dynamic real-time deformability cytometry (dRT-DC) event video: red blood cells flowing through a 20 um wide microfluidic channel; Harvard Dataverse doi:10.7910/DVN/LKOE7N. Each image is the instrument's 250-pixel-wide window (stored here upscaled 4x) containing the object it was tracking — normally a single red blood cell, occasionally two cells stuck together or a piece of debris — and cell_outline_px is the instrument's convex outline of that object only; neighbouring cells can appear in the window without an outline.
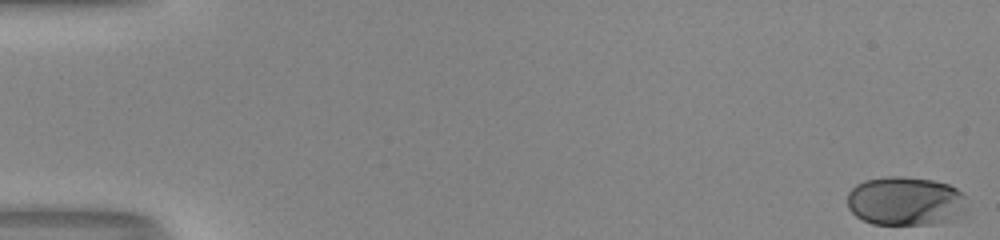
{"species": "human", "species_latin": "Homo sapiens", "temperature_condition": "room temperature", "stored_images_in_passage": 54, "camera_frame_rate_fps": 3000, "um_per_image_px": 0.085, "donor": {"sex": "male"}, "frame": {"image": 1, "passage_image": 1, "time_ms": 0.0, "image_size_px": [1000, 240], "cell_outline_px": [[964, 212], [948, 220], [932, 224], [872, 224], [856, 216], [848, 208], [848, 192], [856, 184], [864, 180], [884, 176], [900, 176], [932, 180], [948, 184], [956, 188], [964, 196]], "centroid_in_image_um": [76.91, 17.08], "position_along_channel_um": 8.1, "area_um2": 33.93}}
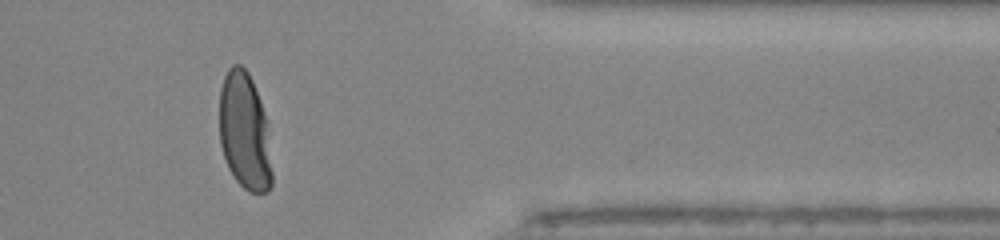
{"frame": {"image": 2, "passage_image": 45, "time_ms": 14.667, "image_size_px": [1000, 240], "cell_outline_px": [[272, 184], [268, 192], [248, 192], [236, 180], [228, 168], [220, 144], [220, 88], [224, 76], [228, 68], [232, 64], [240, 64], [248, 72], [252, 80], [260, 100], [264, 116], [272, 172]], "centroid_in_image_um": [20.76, 11.17], "position_along_channel_um": 390.6, "area_um2": 35.55}}
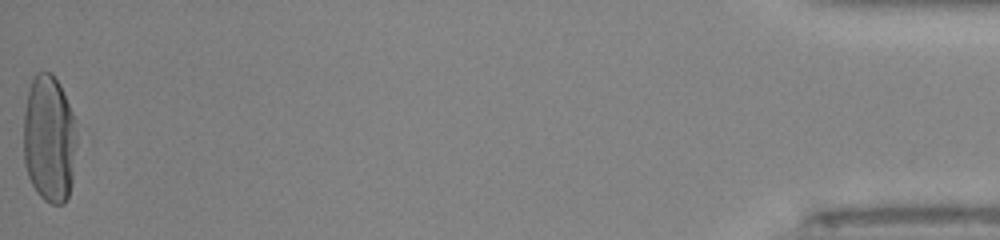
{"frame": {"image": 3, "passage_image": 54, "time_ms": 17.667, "image_size_px": [1000, 240], "cell_outline_px": [[76, 144], [72, 184], [68, 196], [64, 204], [52, 204], [44, 200], [36, 192], [28, 176], [24, 164], [24, 112], [28, 92], [32, 76], [36, 72], [52, 72], [60, 84], [76, 120]], "centroid_in_image_um": [4.19, 11.79], "position_along_channel_um": 431.0, "area_um2": 40.11}, "authors_computed_cell_mechanics": {"area_um2": 37.4833, "velocity_mm_per_s": 3.9734, "shape_relaxation_time_tau1_ms": 3.7124, "shape_relaxation_time_tau2_ms": null, "deformation_change_tau1": 0.1998, "deformation_change_tau2": null}}